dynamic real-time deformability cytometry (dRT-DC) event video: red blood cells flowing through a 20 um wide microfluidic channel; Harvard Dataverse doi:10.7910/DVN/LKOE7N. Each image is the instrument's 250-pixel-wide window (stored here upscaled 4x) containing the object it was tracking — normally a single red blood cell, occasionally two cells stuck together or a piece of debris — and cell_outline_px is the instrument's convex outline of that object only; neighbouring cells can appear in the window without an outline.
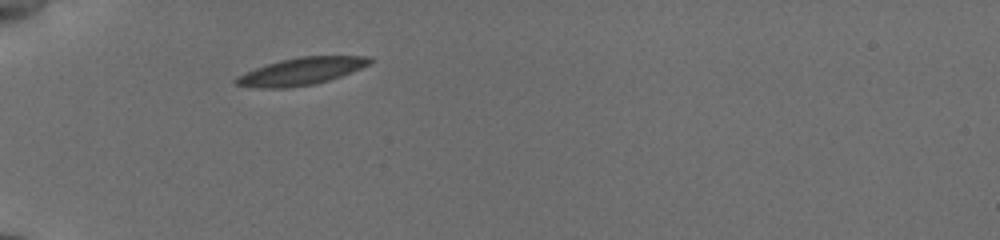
{"species": "common noctule bat (a hibernating species)", "species_latin": "Nyctalus noctula", "temperature_condition": "cold", "stored_images_in_passage": 38, "camera_frame_rate_fps": 3000, "um_per_image_px": 0.085, "animal": {"sex": "female", "body_mass_g": 19.5, "forearm_length_mm": 54.1}, "frame": {"image": 1, "passage_image": 1, "time_ms": 0.0, "image_size_px": [1000, 240], "cell_outline_px": [[376, 60], [360, 68], [340, 76], [328, 80], [312, 84], [284, 88], [260, 88], [236, 84], [232, 80], [236, 76], [256, 68], [280, 60], [300, 56], [368, 56]], "centroid_in_image_um": [25.59, 6.05], "position_along_channel_um": 59.4, "area_um2": 20.98}}
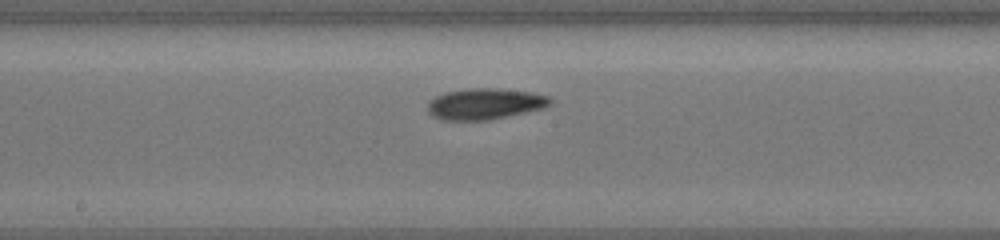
{"frame": {"image": 2, "passage_image": 14, "time_ms": 4.333, "image_size_px": [1000, 240], "cell_outline_px": [[552, 100], [544, 108], [488, 120], [440, 120], [432, 116], [428, 112], [428, 100], [444, 92], [472, 88], [500, 88], [532, 92], [548, 96]], "centroid_in_image_um": [41.18, 8.82], "position_along_channel_um": 207.0, "area_um2": 22.25}}
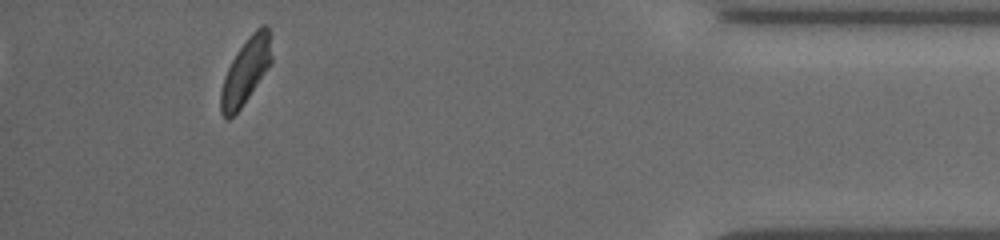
{"frame": {"image": 3, "passage_image": 34, "time_ms": 11.0, "image_size_px": [1000, 240], "cell_outline_px": [[272, 64], [240, 108], [228, 120], [224, 120], [220, 112], [220, 92], [224, 76], [236, 52], [248, 36], [260, 24], [268, 24], [272, 56]], "centroid_in_image_um": [20.89, 6.02], "position_along_channel_um": 414.3, "area_um2": 19.65}, "authors_computed_cell_mechanics": {"area_um2": 21.0392, "velocity_mm_per_s": 3.7733, "shape_relaxation_time_tau1_ms": 2.6056, "shape_relaxation_time_tau2_ms": 4.3789, "deformation_change_tau1": 0.1235, "deformation_change_tau2": 0.0987}}